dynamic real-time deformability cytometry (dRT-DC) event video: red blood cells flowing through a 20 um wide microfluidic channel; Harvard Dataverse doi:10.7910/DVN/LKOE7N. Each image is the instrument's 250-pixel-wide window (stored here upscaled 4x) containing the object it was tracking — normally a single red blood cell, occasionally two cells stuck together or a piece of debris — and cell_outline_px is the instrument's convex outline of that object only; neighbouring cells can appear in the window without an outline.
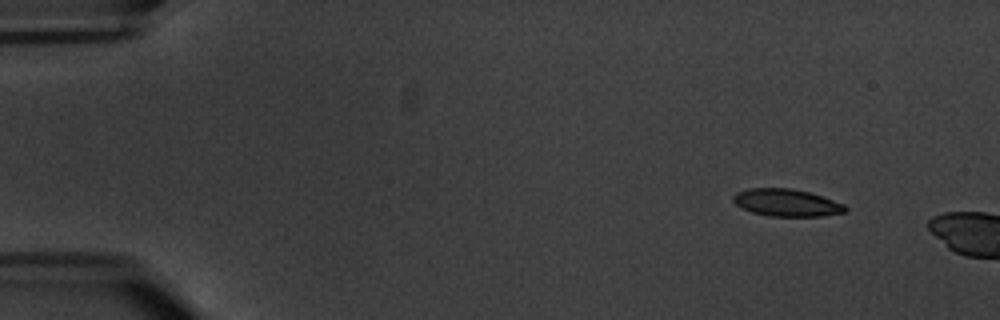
{"species": "common noctule bat (a hibernating species)", "species_latin": "Nyctalus noctula", "temperature_condition": "warm", "stored_images_in_passage": 3, "camera_frame_rate_fps": 3000, "um_per_image_px": 0.085, "animal": {"sex": "male", "body_mass_g": 20.1, "forearm_length_mm": 53.5}, "frame": {"image": 1, "passage_image": 1, "time_ms": 0.0, "image_size_px": [1000, 320], "cell_outline_px": [[848, 208], [844, 212], [820, 216], [768, 216], [752, 212], [736, 204], [732, 200], [732, 196], [736, 192], [748, 188], [792, 188], [808, 192], [844, 204]], "centroid_in_image_um": [66.82, 17.22], "position_along_channel_um": 18.2, "area_um2": 17.69}}